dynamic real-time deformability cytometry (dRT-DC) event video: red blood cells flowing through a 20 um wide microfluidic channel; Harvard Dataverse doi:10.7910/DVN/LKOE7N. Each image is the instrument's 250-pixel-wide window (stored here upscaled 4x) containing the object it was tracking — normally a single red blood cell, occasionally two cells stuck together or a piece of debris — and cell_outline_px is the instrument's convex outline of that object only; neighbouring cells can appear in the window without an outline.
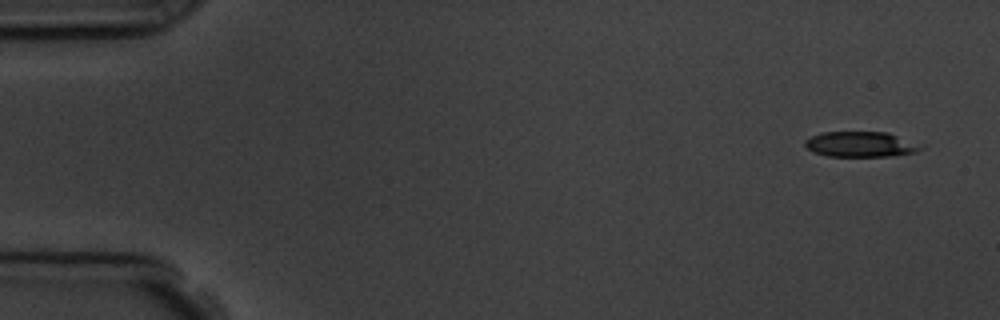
{"species": "common noctule bat (a hibernating species)", "species_latin": "Nyctalus noctula", "temperature_condition": "room temperature", "stored_images_in_passage": 9, "camera_frame_rate_fps": 3000, "um_per_image_px": 0.085, "animal": {"sex": "male", "body_mass_g": 19.5, "forearm_length_mm": 54.6}, "frame": {"image": 1, "passage_image": 1, "time_ms": 0.0, "image_size_px": [1000, 320], "cell_outline_px": [[924, 148], [916, 152], [892, 156], [828, 156], [812, 152], [804, 144], [804, 140], [820, 132], [888, 132], [924, 144]], "centroid_in_image_um": [73.21, 12.26], "position_along_channel_um": 11.8, "area_um2": 17.4}}
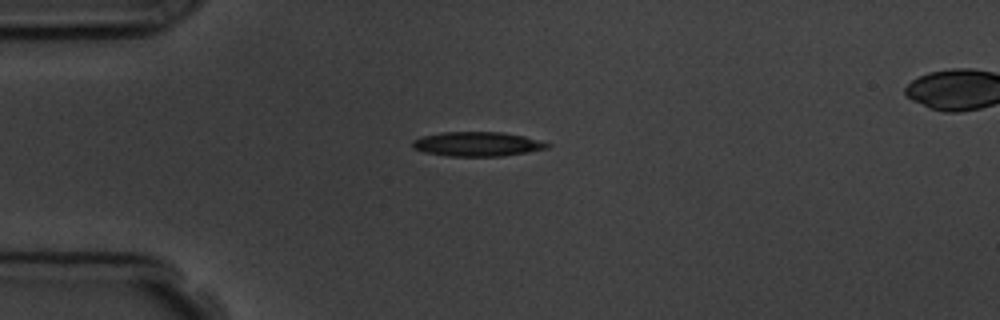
{"frame": {"image": 2, "passage_image": 4, "time_ms": 3.667, "image_size_px": [1000, 320], "cell_outline_px": [[552, 144], [548, 148], [528, 152], [500, 156], [448, 156], [424, 152], [412, 148], [412, 140], [424, 136], [444, 132], [504, 132], [524, 136]], "centroid_in_image_um": [40.57, 12.24], "position_along_channel_um": 44.4, "area_um2": 19.13}}